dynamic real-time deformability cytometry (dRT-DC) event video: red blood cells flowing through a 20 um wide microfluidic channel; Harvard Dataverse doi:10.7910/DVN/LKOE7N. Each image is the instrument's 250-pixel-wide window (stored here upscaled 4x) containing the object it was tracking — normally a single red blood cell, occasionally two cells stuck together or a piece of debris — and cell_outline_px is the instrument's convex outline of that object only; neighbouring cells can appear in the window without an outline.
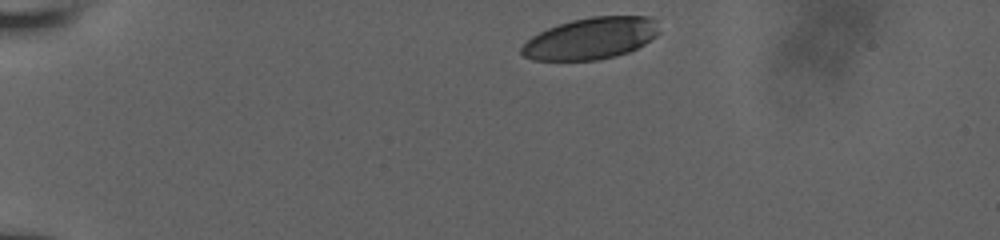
{"species": "human", "species_latin": "Homo sapiens", "temperature_condition": "room temperature", "stored_images_in_passage": 46, "camera_frame_rate_fps": 3000, "um_per_image_px": 0.085, "donor": {"sex": "male"}, "frame": {"image": 1, "passage_image": 1, "time_ms": 0.0, "image_size_px": [1000, 240], "cell_outline_px": [[660, 32], [656, 36], [644, 44], [628, 52], [616, 56], [600, 60], [532, 60], [524, 56], [520, 52], [520, 48], [532, 36], [548, 28], [572, 20], [592, 16], [648, 16], [656, 20]], "centroid_in_image_um": [50.24, 3.26], "position_along_channel_um": 34.8, "area_um2": 33.41}}
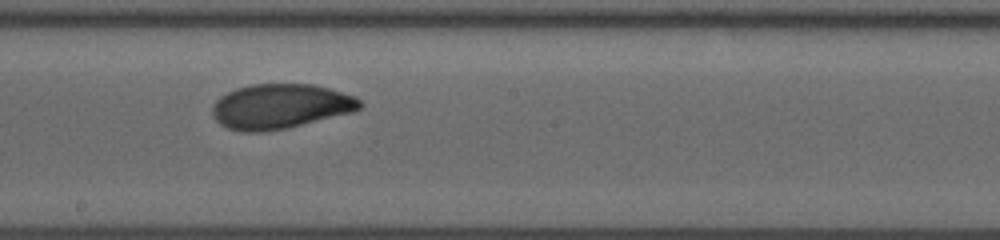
{"frame": {"image": 2, "passage_image": 27, "time_ms": 7.0, "image_size_px": [1000, 240], "cell_outline_px": [[364, 104], [360, 108], [352, 112], [288, 128], [264, 132], [244, 132], [228, 128], [220, 124], [212, 116], [212, 104], [220, 96], [236, 88], [252, 84], [316, 84], [356, 96]], "centroid_in_image_um": [23.83, 9.04], "position_along_channel_um": 224.4, "area_um2": 38.78}}
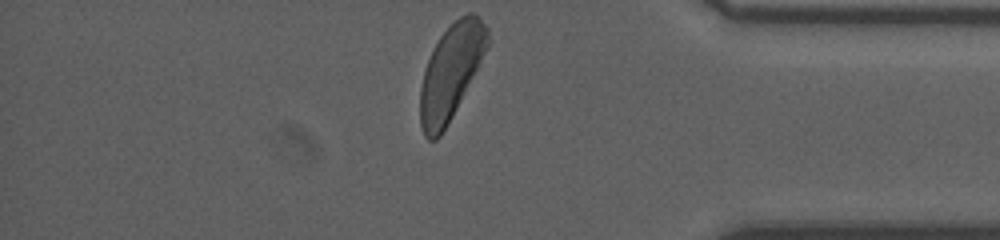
{"frame": {"image": 3, "passage_image": 45, "time_ms": 12.0, "image_size_px": [1000, 240], "cell_outline_px": [[488, 44], [476, 68], [440, 136], [436, 140], [428, 140], [424, 136], [420, 124], [420, 88], [424, 72], [428, 60], [440, 36], [460, 16], [468, 12], [472, 12], [480, 16], [488, 28]], "centroid_in_image_um": [38.3, 6.09], "position_along_channel_um": 396.9, "area_um2": 35.84}, "authors_computed_cell_mechanics": {"area_um2": 37.9168, "velocity_mm_per_s": 3.8223, "shape_relaxation_time_tau1_ms": 4.6016, "shape_relaxation_time_tau2_ms": 1.6871, "deformation_change_tau1": 0.1803, "deformation_change_tau2": 0.0607}}